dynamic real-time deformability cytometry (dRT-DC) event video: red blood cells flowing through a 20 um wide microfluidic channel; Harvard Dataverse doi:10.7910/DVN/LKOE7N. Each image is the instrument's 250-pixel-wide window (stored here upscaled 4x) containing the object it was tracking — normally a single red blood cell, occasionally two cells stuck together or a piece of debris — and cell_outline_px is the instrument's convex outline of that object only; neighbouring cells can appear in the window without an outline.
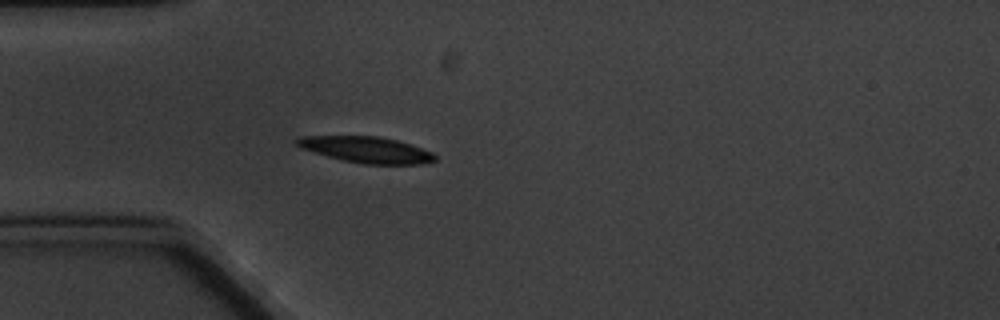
{"species": "common noctule bat (a hibernating species)", "species_latin": "Nyctalus noctula", "temperature_condition": "cold", "stored_images_in_passage": 4, "camera_frame_rate_fps": 3000, "um_per_image_px": 0.085, "animal": {"sex": "male", "body_mass_g": 20.1, "forearm_length_mm": 53.5}, "frame": {"image": 1, "passage_image": 4, "time_ms": 3.333, "image_size_px": [1000, 320], "cell_outline_px": [[436, 160], [424, 164], [364, 164], [340, 160], [300, 148], [292, 144], [292, 140], [296, 136], [376, 136], [396, 140], [432, 152], [436, 156]], "centroid_in_image_um": [31.04, 12.72], "position_along_channel_um": 54.0, "area_um2": 21.21}}